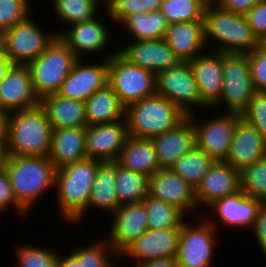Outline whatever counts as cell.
<instances>
[{
  "mask_svg": "<svg viewBox=\"0 0 266 267\" xmlns=\"http://www.w3.org/2000/svg\"><path fill=\"white\" fill-rule=\"evenodd\" d=\"M99 162L87 158L56 171L55 188L62 221L77 224L86 216Z\"/></svg>",
  "mask_w": 266,
  "mask_h": 267,
  "instance_id": "1",
  "label": "cell"
},
{
  "mask_svg": "<svg viewBox=\"0 0 266 267\" xmlns=\"http://www.w3.org/2000/svg\"><path fill=\"white\" fill-rule=\"evenodd\" d=\"M52 131L41 104L9 113L8 155L49 157Z\"/></svg>",
  "mask_w": 266,
  "mask_h": 267,
  "instance_id": "2",
  "label": "cell"
},
{
  "mask_svg": "<svg viewBox=\"0 0 266 267\" xmlns=\"http://www.w3.org/2000/svg\"><path fill=\"white\" fill-rule=\"evenodd\" d=\"M5 170L15 199L28 214L42 194L55 187L57 169L49 157L8 155Z\"/></svg>",
  "mask_w": 266,
  "mask_h": 267,
  "instance_id": "3",
  "label": "cell"
},
{
  "mask_svg": "<svg viewBox=\"0 0 266 267\" xmlns=\"http://www.w3.org/2000/svg\"><path fill=\"white\" fill-rule=\"evenodd\" d=\"M203 21L205 42L209 44L210 39L218 40V47L213 48L216 51L247 54L259 46V39L245 15L231 13L214 5L205 7Z\"/></svg>",
  "mask_w": 266,
  "mask_h": 267,
  "instance_id": "4",
  "label": "cell"
},
{
  "mask_svg": "<svg viewBox=\"0 0 266 267\" xmlns=\"http://www.w3.org/2000/svg\"><path fill=\"white\" fill-rule=\"evenodd\" d=\"M187 118L174 103L154 94L125 108L129 135L153 139L177 127Z\"/></svg>",
  "mask_w": 266,
  "mask_h": 267,
  "instance_id": "5",
  "label": "cell"
},
{
  "mask_svg": "<svg viewBox=\"0 0 266 267\" xmlns=\"http://www.w3.org/2000/svg\"><path fill=\"white\" fill-rule=\"evenodd\" d=\"M78 59L57 35L45 51L27 65L39 100L59 92Z\"/></svg>",
  "mask_w": 266,
  "mask_h": 267,
  "instance_id": "6",
  "label": "cell"
},
{
  "mask_svg": "<svg viewBox=\"0 0 266 267\" xmlns=\"http://www.w3.org/2000/svg\"><path fill=\"white\" fill-rule=\"evenodd\" d=\"M108 85L126 108L156 94V75L131 64L117 52L108 58Z\"/></svg>",
  "mask_w": 266,
  "mask_h": 267,
  "instance_id": "7",
  "label": "cell"
},
{
  "mask_svg": "<svg viewBox=\"0 0 266 267\" xmlns=\"http://www.w3.org/2000/svg\"><path fill=\"white\" fill-rule=\"evenodd\" d=\"M222 76V94L211 109L217 108L224 102L228 113L241 115L256 92L247 54L223 53Z\"/></svg>",
  "mask_w": 266,
  "mask_h": 267,
  "instance_id": "8",
  "label": "cell"
},
{
  "mask_svg": "<svg viewBox=\"0 0 266 267\" xmlns=\"http://www.w3.org/2000/svg\"><path fill=\"white\" fill-rule=\"evenodd\" d=\"M31 16L2 33V47L14 65L34 61L57 36L56 31H43Z\"/></svg>",
  "mask_w": 266,
  "mask_h": 267,
  "instance_id": "9",
  "label": "cell"
},
{
  "mask_svg": "<svg viewBox=\"0 0 266 267\" xmlns=\"http://www.w3.org/2000/svg\"><path fill=\"white\" fill-rule=\"evenodd\" d=\"M156 94L170 100L187 116L194 114V106L208 107L202 101L188 62H179L176 66L159 72L156 75Z\"/></svg>",
  "mask_w": 266,
  "mask_h": 267,
  "instance_id": "10",
  "label": "cell"
},
{
  "mask_svg": "<svg viewBox=\"0 0 266 267\" xmlns=\"http://www.w3.org/2000/svg\"><path fill=\"white\" fill-rule=\"evenodd\" d=\"M196 225L184 222L180 230L177 260L180 267H211L214 260L215 228L213 220Z\"/></svg>",
  "mask_w": 266,
  "mask_h": 267,
  "instance_id": "11",
  "label": "cell"
},
{
  "mask_svg": "<svg viewBox=\"0 0 266 267\" xmlns=\"http://www.w3.org/2000/svg\"><path fill=\"white\" fill-rule=\"evenodd\" d=\"M193 116L195 114L187 117L192 121L196 131L197 147L215 161H225L230 152L236 120L240 115L226 112L204 123L195 121L196 118L194 119Z\"/></svg>",
  "mask_w": 266,
  "mask_h": 267,
  "instance_id": "12",
  "label": "cell"
},
{
  "mask_svg": "<svg viewBox=\"0 0 266 267\" xmlns=\"http://www.w3.org/2000/svg\"><path fill=\"white\" fill-rule=\"evenodd\" d=\"M117 52L118 50H114L103 61L90 65L79 58L57 94L68 99L85 101L104 88L108 84V58Z\"/></svg>",
  "mask_w": 266,
  "mask_h": 267,
  "instance_id": "13",
  "label": "cell"
},
{
  "mask_svg": "<svg viewBox=\"0 0 266 267\" xmlns=\"http://www.w3.org/2000/svg\"><path fill=\"white\" fill-rule=\"evenodd\" d=\"M129 136L126 119L86 126L87 158L116 161Z\"/></svg>",
  "mask_w": 266,
  "mask_h": 267,
  "instance_id": "14",
  "label": "cell"
},
{
  "mask_svg": "<svg viewBox=\"0 0 266 267\" xmlns=\"http://www.w3.org/2000/svg\"><path fill=\"white\" fill-rule=\"evenodd\" d=\"M112 216V225L106 239L120 255L148 230L146 208L143 202L124 204Z\"/></svg>",
  "mask_w": 266,
  "mask_h": 267,
  "instance_id": "15",
  "label": "cell"
},
{
  "mask_svg": "<svg viewBox=\"0 0 266 267\" xmlns=\"http://www.w3.org/2000/svg\"><path fill=\"white\" fill-rule=\"evenodd\" d=\"M148 195L176 206L186 215L198 207L195 189L170 168L159 169L149 177Z\"/></svg>",
  "mask_w": 266,
  "mask_h": 267,
  "instance_id": "16",
  "label": "cell"
},
{
  "mask_svg": "<svg viewBox=\"0 0 266 267\" xmlns=\"http://www.w3.org/2000/svg\"><path fill=\"white\" fill-rule=\"evenodd\" d=\"M181 228L163 230L148 229L130 244L120 255L136 260L134 267L142 262L162 258L177 257Z\"/></svg>",
  "mask_w": 266,
  "mask_h": 267,
  "instance_id": "17",
  "label": "cell"
},
{
  "mask_svg": "<svg viewBox=\"0 0 266 267\" xmlns=\"http://www.w3.org/2000/svg\"><path fill=\"white\" fill-rule=\"evenodd\" d=\"M40 104L27 65H13L0 83V108L7 113Z\"/></svg>",
  "mask_w": 266,
  "mask_h": 267,
  "instance_id": "18",
  "label": "cell"
},
{
  "mask_svg": "<svg viewBox=\"0 0 266 267\" xmlns=\"http://www.w3.org/2000/svg\"><path fill=\"white\" fill-rule=\"evenodd\" d=\"M118 52L131 64L140 66L157 75L181 62L165 39L131 41Z\"/></svg>",
  "mask_w": 266,
  "mask_h": 267,
  "instance_id": "19",
  "label": "cell"
},
{
  "mask_svg": "<svg viewBox=\"0 0 266 267\" xmlns=\"http://www.w3.org/2000/svg\"><path fill=\"white\" fill-rule=\"evenodd\" d=\"M264 202L247 196L241 189L211 204L216 218L224 226L232 228H251L253 230L259 210Z\"/></svg>",
  "mask_w": 266,
  "mask_h": 267,
  "instance_id": "20",
  "label": "cell"
},
{
  "mask_svg": "<svg viewBox=\"0 0 266 267\" xmlns=\"http://www.w3.org/2000/svg\"><path fill=\"white\" fill-rule=\"evenodd\" d=\"M240 190V171L226 161H215L195 190L198 207L209 208L215 201Z\"/></svg>",
  "mask_w": 266,
  "mask_h": 267,
  "instance_id": "21",
  "label": "cell"
},
{
  "mask_svg": "<svg viewBox=\"0 0 266 267\" xmlns=\"http://www.w3.org/2000/svg\"><path fill=\"white\" fill-rule=\"evenodd\" d=\"M266 155V142L261 133L242 117L236 120L231 148L225 160L241 171Z\"/></svg>",
  "mask_w": 266,
  "mask_h": 267,
  "instance_id": "22",
  "label": "cell"
},
{
  "mask_svg": "<svg viewBox=\"0 0 266 267\" xmlns=\"http://www.w3.org/2000/svg\"><path fill=\"white\" fill-rule=\"evenodd\" d=\"M192 68L202 101L210 109L222 94L223 53H200L188 62Z\"/></svg>",
  "mask_w": 266,
  "mask_h": 267,
  "instance_id": "23",
  "label": "cell"
},
{
  "mask_svg": "<svg viewBox=\"0 0 266 267\" xmlns=\"http://www.w3.org/2000/svg\"><path fill=\"white\" fill-rule=\"evenodd\" d=\"M60 31L56 32L58 37L81 59L84 52H99L110 43L109 30L102 20L97 18L74 23L69 25V29H63V31L61 29Z\"/></svg>",
  "mask_w": 266,
  "mask_h": 267,
  "instance_id": "24",
  "label": "cell"
},
{
  "mask_svg": "<svg viewBox=\"0 0 266 267\" xmlns=\"http://www.w3.org/2000/svg\"><path fill=\"white\" fill-rule=\"evenodd\" d=\"M160 169L170 168L179 158L197 146L196 131L187 117L174 129L152 139Z\"/></svg>",
  "mask_w": 266,
  "mask_h": 267,
  "instance_id": "25",
  "label": "cell"
},
{
  "mask_svg": "<svg viewBox=\"0 0 266 267\" xmlns=\"http://www.w3.org/2000/svg\"><path fill=\"white\" fill-rule=\"evenodd\" d=\"M164 39L181 62L195 59L204 48H207L204 22L170 24Z\"/></svg>",
  "mask_w": 266,
  "mask_h": 267,
  "instance_id": "26",
  "label": "cell"
},
{
  "mask_svg": "<svg viewBox=\"0 0 266 267\" xmlns=\"http://www.w3.org/2000/svg\"><path fill=\"white\" fill-rule=\"evenodd\" d=\"M86 127L53 129L49 159L60 169L87 159Z\"/></svg>",
  "mask_w": 266,
  "mask_h": 267,
  "instance_id": "27",
  "label": "cell"
},
{
  "mask_svg": "<svg viewBox=\"0 0 266 267\" xmlns=\"http://www.w3.org/2000/svg\"><path fill=\"white\" fill-rule=\"evenodd\" d=\"M40 104L46 111L52 129L88 126L84 101L52 94L42 98Z\"/></svg>",
  "mask_w": 266,
  "mask_h": 267,
  "instance_id": "28",
  "label": "cell"
},
{
  "mask_svg": "<svg viewBox=\"0 0 266 267\" xmlns=\"http://www.w3.org/2000/svg\"><path fill=\"white\" fill-rule=\"evenodd\" d=\"M116 162L124 168L148 177L160 169L154 142L146 138L129 136Z\"/></svg>",
  "mask_w": 266,
  "mask_h": 267,
  "instance_id": "29",
  "label": "cell"
},
{
  "mask_svg": "<svg viewBox=\"0 0 266 267\" xmlns=\"http://www.w3.org/2000/svg\"><path fill=\"white\" fill-rule=\"evenodd\" d=\"M121 205L116 193V161L99 162L88 210L96 207L114 214Z\"/></svg>",
  "mask_w": 266,
  "mask_h": 267,
  "instance_id": "30",
  "label": "cell"
},
{
  "mask_svg": "<svg viewBox=\"0 0 266 267\" xmlns=\"http://www.w3.org/2000/svg\"><path fill=\"white\" fill-rule=\"evenodd\" d=\"M84 103L88 126L125 119V107L108 84Z\"/></svg>",
  "mask_w": 266,
  "mask_h": 267,
  "instance_id": "31",
  "label": "cell"
},
{
  "mask_svg": "<svg viewBox=\"0 0 266 267\" xmlns=\"http://www.w3.org/2000/svg\"><path fill=\"white\" fill-rule=\"evenodd\" d=\"M121 24L126 26L134 41L163 39L169 26L160 10L129 15Z\"/></svg>",
  "mask_w": 266,
  "mask_h": 267,
  "instance_id": "32",
  "label": "cell"
},
{
  "mask_svg": "<svg viewBox=\"0 0 266 267\" xmlns=\"http://www.w3.org/2000/svg\"><path fill=\"white\" fill-rule=\"evenodd\" d=\"M149 177L116 162V193L120 205L142 202L148 195Z\"/></svg>",
  "mask_w": 266,
  "mask_h": 267,
  "instance_id": "33",
  "label": "cell"
},
{
  "mask_svg": "<svg viewBox=\"0 0 266 267\" xmlns=\"http://www.w3.org/2000/svg\"><path fill=\"white\" fill-rule=\"evenodd\" d=\"M146 208L148 229L181 228L187 215L176 206L147 195L142 201Z\"/></svg>",
  "mask_w": 266,
  "mask_h": 267,
  "instance_id": "34",
  "label": "cell"
},
{
  "mask_svg": "<svg viewBox=\"0 0 266 267\" xmlns=\"http://www.w3.org/2000/svg\"><path fill=\"white\" fill-rule=\"evenodd\" d=\"M214 162L212 157L196 146L179 158L170 169L196 190Z\"/></svg>",
  "mask_w": 266,
  "mask_h": 267,
  "instance_id": "35",
  "label": "cell"
},
{
  "mask_svg": "<svg viewBox=\"0 0 266 267\" xmlns=\"http://www.w3.org/2000/svg\"><path fill=\"white\" fill-rule=\"evenodd\" d=\"M105 0H54L52 4L54 13L64 23L89 21L96 18L99 4Z\"/></svg>",
  "mask_w": 266,
  "mask_h": 267,
  "instance_id": "36",
  "label": "cell"
},
{
  "mask_svg": "<svg viewBox=\"0 0 266 267\" xmlns=\"http://www.w3.org/2000/svg\"><path fill=\"white\" fill-rule=\"evenodd\" d=\"M205 7L199 0H163L160 11L169 25L179 22H204Z\"/></svg>",
  "mask_w": 266,
  "mask_h": 267,
  "instance_id": "37",
  "label": "cell"
},
{
  "mask_svg": "<svg viewBox=\"0 0 266 267\" xmlns=\"http://www.w3.org/2000/svg\"><path fill=\"white\" fill-rule=\"evenodd\" d=\"M240 189L247 196L266 202V155L240 171Z\"/></svg>",
  "mask_w": 266,
  "mask_h": 267,
  "instance_id": "38",
  "label": "cell"
},
{
  "mask_svg": "<svg viewBox=\"0 0 266 267\" xmlns=\"http://www.w3.org/2000/svg\"><path fill=\"white\" fill-rule=\"evenodd\" d=\"M107 2V3H106ZM163 0H105V9L114 22L121 23L135 13H151L161 9Z\"/></svg>",
  "mask_w": 266,
  "mask_h": 267,
  "instance_id": "39",
  "label": "cell"
},
{
  "mask_svg": "<svg viewBox=\"0 0 266 267\" xmlns=\"http://www.w3.org/2000/svg\"><path fill=\"white\" fill-rule=\"evenodd\" d=\"M97 242L86 247L74 249L71 253L77 258L82 267H116L115 263L113 264L112 259L109 257L113 253L116 256L119 255L112 248L108 240L105 238L103 241Z\"/></svg>",
  "mask_w": 266,
  "mask_h": 267,
  "instance_id": "40",
  "label": "cell"
},
{
  "mask_svg": "<svg viewBox=\"0 0 266 267\" xmlns=\"http://www.w3.org/2000/svg\"><path fill=\"white\" fill-rule=\"evenodd\" d=\"M59 252L30 245H18L16 255L19 265L16 267H57Z\"/></svg>",
  "mask_w": 266,
  "mask_h": 267,
  "instance_id": "41",
  "label": "cell"
},
{
  "mask_svg": "<svg viewBox=\"0 0 266 267\" xmlns=\"http://www.w3.org/2000/svg\"><path fill=\"white\" fill-rule=\"evenodd\" d=\"M29 0H0V32L11 29L30 14Z\"/></svg>",
  "mask_w": 266,
  "mask_h": 267,
  "instance_id": "42",
  "label": "cell"
},
{
  "mask_svg": "<svg viewBox=\"0 0 266 267\" xmlns=\"http://www.w3.org/2000/svg\"><path fill=\"white\" fill-rule=\"evenodd\" d=\"M240 117L252 124L266 142V91H256Z\"/></svg>",
  "mask_w": 266,
  "mask_h": 267,
  "instance_id": "43",
  "label": "cell"
},
{
  "mask_svg": "<svg viewBox=\"0 0 266 267\" xmlns=\"http://www.w3.org/2000/svg\"><path fill=\"white\" fill-rule=\"evenodd\" d=\"M250 75L256 91H266V50L259 46L247 53Z\"/></svg>",
  "mask_w": 266,
  "mask_h": 267,
  "instance_id": "44",
  "label": "cell"
},
{
  "mask_svg": "<svg viewBox=\"0 0 266 267\" xmlns=\"http://www.w3.org/2000/svg\"><path fill=\"white\" fill-rule=\"evenodd\" d=\"M8 206L9 208L12 206L19 213L20 217L27 215V212L18 204L14 197L8 173L4 169L0 172V211H4Z\"/></svg>",
  "mask_w": 266,
  "mask_h": 267,
  "instance_id": "45",
  "label": "cell"
},
{
  "mask_svg": "<svg viewBox=\"0 0 266 267\" xmlns=\"http://www.w3.org/2000/svg\"><path fill=\"white\" fill-rule=\"evenodd\" d=\"M245 16L258 39L266 34V0L256 3Z\"/></svg>",
  "mask_w": 266,
  "mask_h": 267,
  "instance_id": "46",
  "label": "cell"
},
{
  "mask_svg": "<svg viewBox=\"0 0 266 267\" xmlns=\"http://www.w3.org/2000/svg\"><path fill=\"white\" fill-rule=\"evenodd\" d=\"M259 1L262 0H219L217 5L231 13L246 15Z\"/></svg>",
  "mask_w": 266,
  "mask_h": 267,
  "instance_id": "47",
  "label": "cell"
},
{
  "mask_svg": "<svg viewBox=\"0 0 266 267\" xmlns=\"http://www.w3.org/2000/svg\"><path fill=\"white\" fill-rule=\"evenodd\" d=\"M253 231L260 249L266 257V202L262 204L259 210Z\"/></svg>",
  "mask_w": 266,
  "mask_h": 267,
  "instance_id": "48",
  "label": "cell"
},
{
  "mask_svg": "<svg viewBox=\"0 0 266 267\" xmlns=\"http://www.w3.org/2000/svg\"><path fill=\"white\" fill-rule=\"evenodd\" d=\"M135 267H180L177 257H162L142 262Z\"/></svg>",
  "mask_w": 266,
  "mask_h": 267,
  "instance_id": "49",
  "label": "cell"
},
{
  "mask_svg": "<svg viewBox=\"0 0 266 267\" xmlns=\"http://www.w3.org/2000/svg\"><path fill=\"white\" fill-rule=\"evenodd\" d=\"M9 113L0 108V146H7Z\"/></svg>",
  "mask_w": 266,
  "mask_h": 267,
  "instance_id": "50",
  "label": "cell"
},
{
  "mask_svg": "<svg viewBox=\"0 0 266 267\" xmlns=\"http://www.w3.org/2000/svg\"><path fill=\"white\" fill-rule=\"evenodd\" d=\"M14 64L7 58L3 47H0V83L6 77L7 72Z\"/></svg>",
  "mask_w": 266,
  "mask_h": 267,
  "instance_id": "51",
  "label": "cell"
},
{
  "mask_svg": "<svg viewBox=\"0 0 266 267\" xmlns=\"http://www.w3.org/2000/svg\"><path fill=\"white\" fill-rule=\"evenodd\" d=\"M57 267H82V265L78 262L77 258L70 253L67 256L59 255Z\"/></svg>",
  "mask_w": 266,
  "mask_h": 267,
  "instance_id": "52",
  "label": "cell"
},
{
  "mask_svg": "<svg viewBox=\"0 0 266 267\" xmlns=\"http://www.w3.org/2000/svg\"><path fill=\"white\" fill-rule=\"evenodd\" d=\"M7 157H8L7 147L0 146V172L5 169Z\"/></svg>",
  "mask_w": 266,
  "mask_h": 267,
  "instance_id": "53",
  "label": "cell"
},
{
  "mask_svg": "<svg viewBox=\"0 0 266 267\" xmlns=\"http://www.w3.org/2000/svg\"><path fill=\"white\" fill-rule=\"evenodd\" d=\"M204 6H214L218 4L219 0H199Z\"/></svg>",
  "mask_w": 266,
  "mask_h": 267,
  "instance_id": "54",
  "label": "cell"
},
{
  "mask_svg": "<svg viewBox=\"0 0 266 267\" xmlns=\"http://www.w3.org/2000/svg\"><path fill=\"white\" fill-rule=\"evenodd\" d=\"M259 47L266 50V34L259 39Z\"/></svg>",
  "mask_w": 266,
  "mask_h": 267,
  "instance_id": "55",
  "label": "cell"
},
{
  "mask_svg": "<svg viewBox=\"0 0 266 267\" xmlns=\"http://www.w3.org/2000/svg\"><path fill=\"white\" fill-rule=\"evenodd\" d=\"M2 46V33L0 32V47Z\"/></svg>",
  "mask_w": 266,
  "mask_h": 267,
  "instance_id": "56",
  "label": "cell"
}]
</instances>
